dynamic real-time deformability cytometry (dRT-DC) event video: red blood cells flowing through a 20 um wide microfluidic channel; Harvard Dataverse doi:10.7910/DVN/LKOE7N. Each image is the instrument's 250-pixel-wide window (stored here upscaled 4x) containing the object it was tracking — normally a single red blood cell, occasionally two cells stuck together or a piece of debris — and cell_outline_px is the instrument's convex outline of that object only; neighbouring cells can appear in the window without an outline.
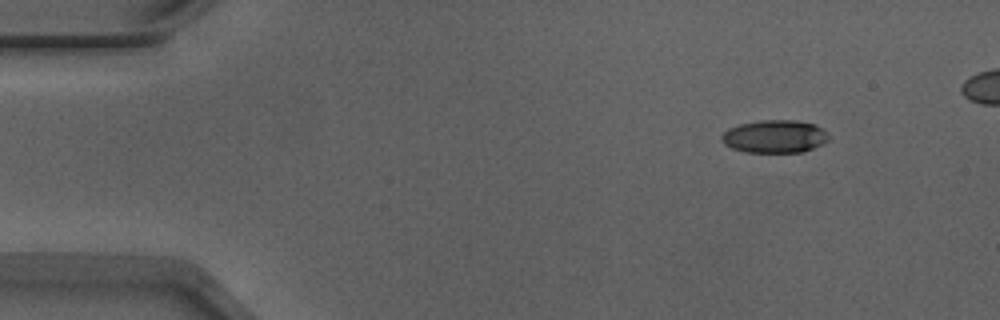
{"species": "Egyptian fruit bat (a non-hibernating species)", "species_latin": "Rousettus aegyptiacus", "temperature_condition": "warm", "stored_images_in_passage": 44, "camera_frame_rate_fps": 3000, "um_per_image_px": 0.085, "animal": {"sex": "male"}, "frame": {"image": 1, "passage_image": 1, "time_ms": 0.0, "image_size_px": [1000, 320], "cell_outline_px": [[828, 140], [824, 144], [800, 152], [744, 152], [732, 148], [724, 144], [720, 140], [720, 136], [728, 128], [740, 124], [760, 120], [796, 120], [816, 124], [824, 128], [828, 132]], "centroid_in_image_um": [65.86, 11.59], "position_along_channel_um": 19.1, "area_um2": 20.75}}
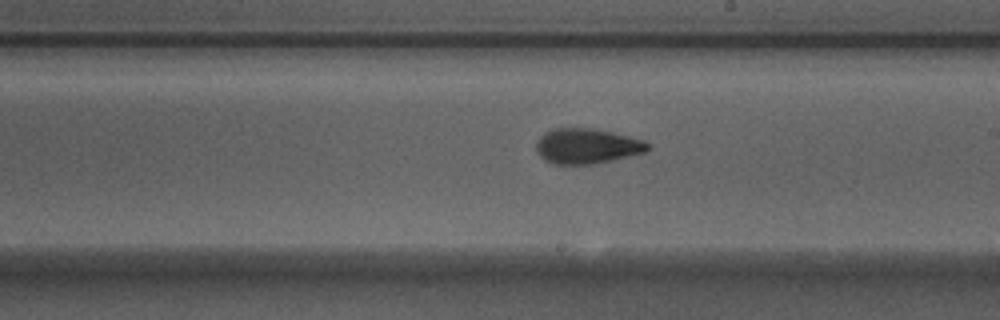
{"frame": {"image": 2, "passage_image": 25, "time_ms": 8.0, "image_size_px": [1000, 320], "cell_outline_px": [[652, 144], [644, 152], [596, 164], [552, 164], [544, 160], [540, 156], [536, 148], [536, 144], [540, 136], [544, 132], [556, 128], [588, 128], [628, 136], [644, 140]], "centroid_in_image_um": [49.86, 12.43], "position_along_channel_um": 239.1, "area_um2": 22.72}}
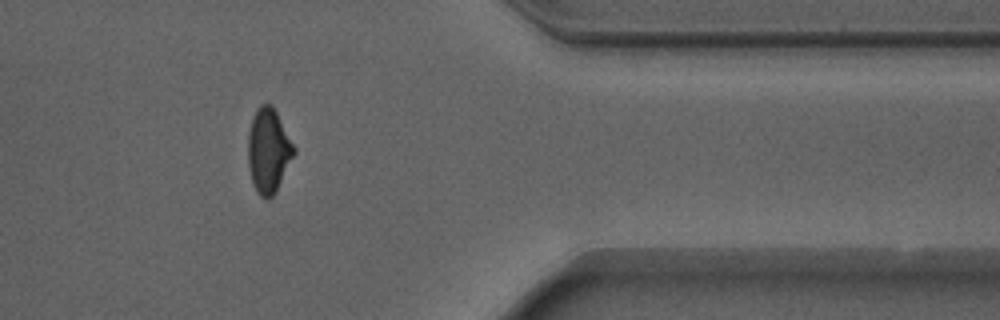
{"frame": {"image": 3, "passage_image": 38, "time_ms": 12.333, "image_size_px": [1000, 320], "cell_outline_px": [[296, 152], [276, 192], [268, 200], [264, 200], [256, 192], [252, 184], [248, 168], [248, 132], [252, 116], [256, 108], [260, 104], [272, 104], [296, 148]], "centroid_in_image_um": [22.81, 12.82], "position_along_channel_um": 388.6, "area_um2": 23.06}, "authors_computed_cell_mechanics": {"area_um2": 22.3108, "velocity_mm_per_s": 3.9144, "shape_relaxation_time_tau1_ms": 3.9804, "shape_relaxation_time_tau2_ms": 1.8321, "deformation_change_tau1": 0.1621, "deformation_change_tau2": 0.0917}}